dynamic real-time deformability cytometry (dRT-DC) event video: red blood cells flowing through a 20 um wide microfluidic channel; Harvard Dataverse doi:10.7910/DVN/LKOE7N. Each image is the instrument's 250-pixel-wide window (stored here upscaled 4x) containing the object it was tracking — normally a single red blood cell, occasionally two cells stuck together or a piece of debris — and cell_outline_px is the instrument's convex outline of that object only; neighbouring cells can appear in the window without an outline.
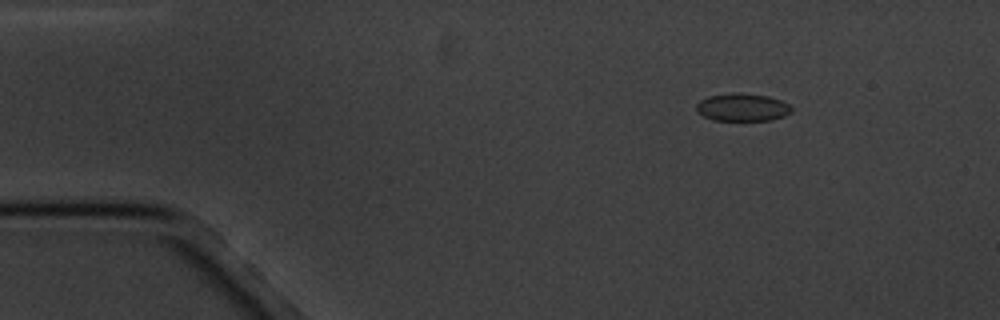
{"species": "common noctule bat (a hibernating species)", "species_latin": "Nyctalus noctula", "temperature_condition": "cold", "stored_images_in_passage": 16, "camera_frame_rate_fps": 3000, "um_per_image_px": 0.085, "animal": {"sex": "male", "body_mass_g": 20.1, "forearm_length_mm": 53.5}, "frame": {"image": 1, "passage_image": 2, "time_ms": 1.333, "image_size_px": [1000, 320], "cell_outline_px": [[792, 112], [784, 116], [772, 120], [712, 120], [696, 112], [696, 104], [700, 100], [708, 96], [732, 92], [740, 92], [768, 96], [780, 100], [788, 104], [792, 108]], "centroid_in_image_um": [63.08, 9.11], "position_along_channel_um": 21.9, "area_um2": 15.55}}
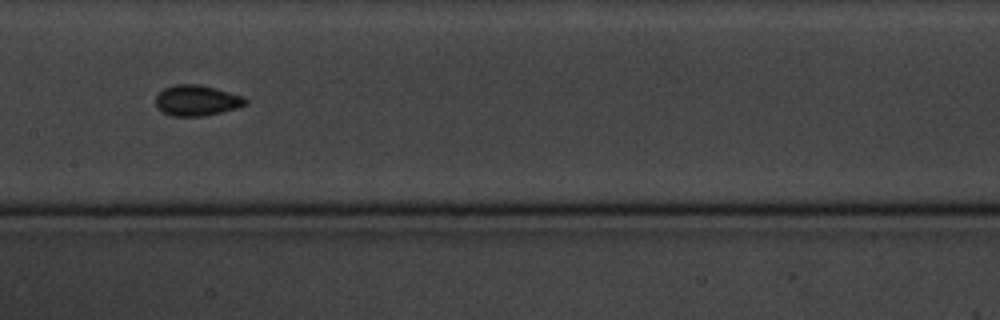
{"frame": {"image": 2, "passage_image": 8, "time_ms": 8.333, "image_size_px": [1000, 320], "cell_outline_px": [[248, 104], [240, 108], [204, 116], [172, 116], [164, 112], [156, 104], [156, 96], [164, 88], [176, 84], [200, 84], [216, 88], [244, 96], [248, 100]], "centroid_in_image_um": [16.8, 8.53], "position_along_channel_um": 190.6, "area_um2": 16.18}}
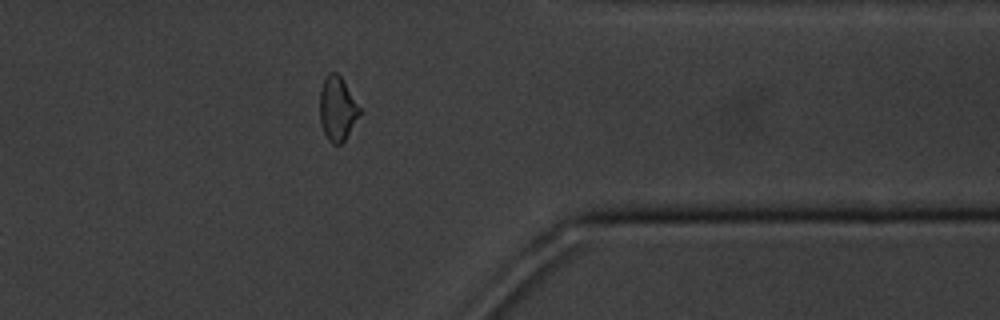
{"frame": {"image": 3, "passage_image": 13, "time_ms": 14.333, "image_size_px": [1000, 320], "cell_outline_px": [[364, 112], [344, 140], [340, 144], [332, 144], [328, 140], [320, 124], [320, 88], [328, 72], [336, 72], [340, 76]], "centroid_in_image_um": [28.7, 9.25], "position_along_channel_um": 382.7, "area_um2": 15.14}, "authors_computed_cell_mechanics": {"area_um2": 15.3748, "velocity_mm_per_s": 3.4061, "shape_relaxation_time_tau1_ms": 1.4645, "shape_relaxation_time_tau2_ms": null, "deformation_change_tau1": 0.0429, "deformation_change_tau2": null}}